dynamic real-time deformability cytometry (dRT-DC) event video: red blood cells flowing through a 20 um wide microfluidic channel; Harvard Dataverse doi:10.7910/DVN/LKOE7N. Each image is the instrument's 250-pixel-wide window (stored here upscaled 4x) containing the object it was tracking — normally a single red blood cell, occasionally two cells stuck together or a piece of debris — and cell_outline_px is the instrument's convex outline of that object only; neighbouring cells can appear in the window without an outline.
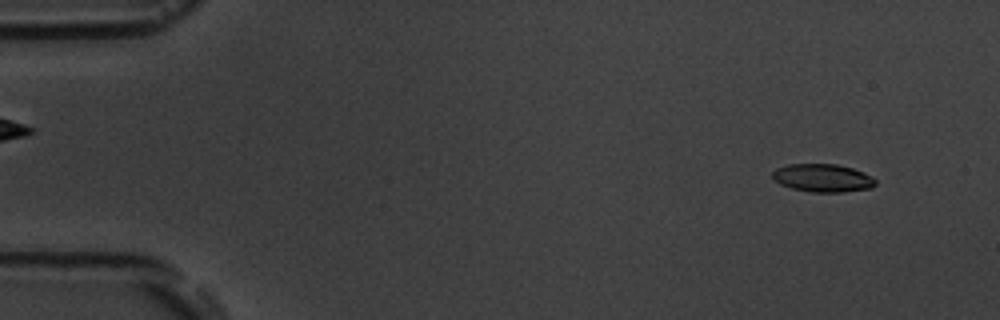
{"species": "common noctule bat (a hibernating species)", "species_latin": "Nyctalus noctula", "temperature_condition": "room temperature", "stored_images_in_passage": 5, "camera_frame_rate_fps": 3000, "um_per_image_px": 0.085, "animal": {"sex": "male", "body_mass_g": 19.5, "forearm_length_mm": 54.6}, "frame": {"image": 1, "passage_image": 1, "time_ms": 0.0, "image_size_px": [1000, 320], "cell_outline_px": [[876, 184], [872, 188], [844, 192], [812, 192], [792, 188], [780, 184], [772, 180], [772, 172], [776, 168], [788, 164], [836, 164], [852, 168], [864, 172], [872, 176], [876, 180]], "centroid_in_image_um": [69.93, 15.13], "position_along_channel_um": 15.1, "area_um2": 16.99}}